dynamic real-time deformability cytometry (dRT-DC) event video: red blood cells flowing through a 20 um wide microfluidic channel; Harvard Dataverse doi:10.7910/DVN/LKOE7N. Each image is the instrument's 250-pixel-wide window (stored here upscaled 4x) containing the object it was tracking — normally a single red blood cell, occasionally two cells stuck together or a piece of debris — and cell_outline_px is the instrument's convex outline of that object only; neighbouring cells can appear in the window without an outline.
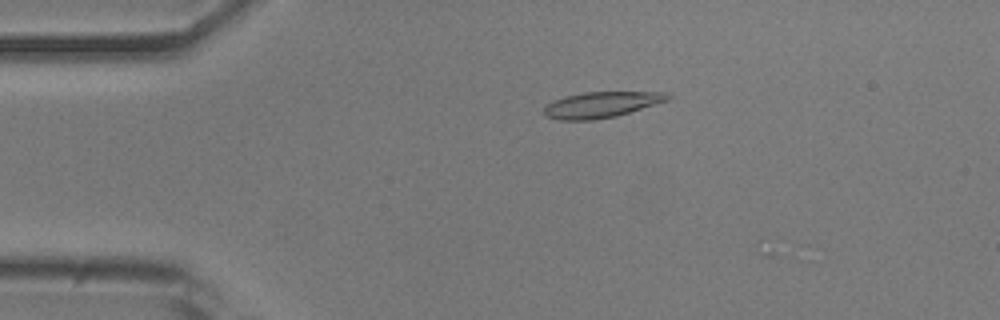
{"species": "common noctule bat (a hibernating species)", "species_latin": "Nyctalus noctula", "temperature_condition": "room temperature", "stored_images_in_passage": 4, "camera_frame_rate_fps": 3000, "um_per_image_px": 0.085, "animal": {"sex": "male", "body_mass_g": 20.5, "forearm_length_mm": 52.5}, "frame": {"image": 1, "passage_image": 3, "time_ms": 2.333, "image_size_px": [1000, 320], "cell_outline_px": [[672, 96], [668, 100], [616, 116], [592, 120], [560, 120], [548, 116], [544, 112], [544, 108], [552, 100], [564, 96], [584, 92], [668, 92]], "centroid_in_image_um": [51.12, 8.89], "position_along_channel_um": 33.9, "area_um2": 18.5}}